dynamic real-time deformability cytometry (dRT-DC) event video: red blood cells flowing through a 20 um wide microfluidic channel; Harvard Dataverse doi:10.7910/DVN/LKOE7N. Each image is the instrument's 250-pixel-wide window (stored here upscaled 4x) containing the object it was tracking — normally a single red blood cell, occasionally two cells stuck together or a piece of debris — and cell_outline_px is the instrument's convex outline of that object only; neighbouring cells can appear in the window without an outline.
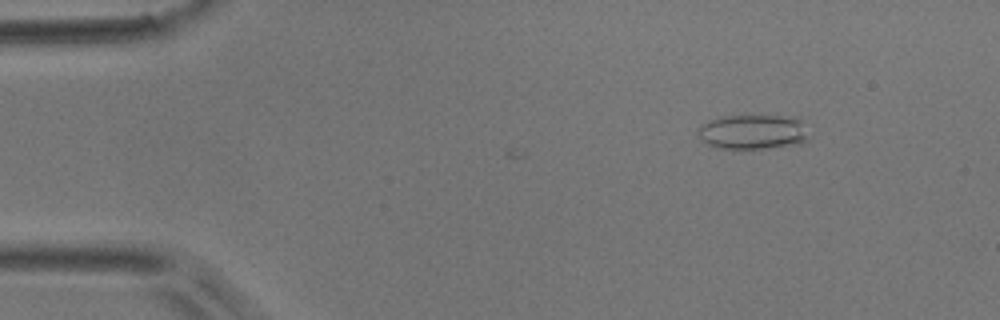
{"species": "common noctule bat (a hibernating species)", "species_latin": "Nyctalus noctula", "temperature_condition": "room temperature", "stored_images_in_passage": 3, "camera_frame_rate_fps": 3000, "um_per_image_px": 0.085, "animal": {"sex": "male", "body_mass_g": 17.9}, "frame": {"image": 1, "passage_image": 3, "time_ms": 0.667, "image_size_px": [1000, 320], "cell_outline_px": [[812, 136], [808, 140], [800, 144], [768, 148], [716, 148], [700, 140], [696, 132], [700, 124], [708, 120], [724, 116], [796, 116], [800, 120]], "centroid_in_image_um": [64.02, 11.21], "position_along_channel_um": 21.0, "area_um2": 22.89}}